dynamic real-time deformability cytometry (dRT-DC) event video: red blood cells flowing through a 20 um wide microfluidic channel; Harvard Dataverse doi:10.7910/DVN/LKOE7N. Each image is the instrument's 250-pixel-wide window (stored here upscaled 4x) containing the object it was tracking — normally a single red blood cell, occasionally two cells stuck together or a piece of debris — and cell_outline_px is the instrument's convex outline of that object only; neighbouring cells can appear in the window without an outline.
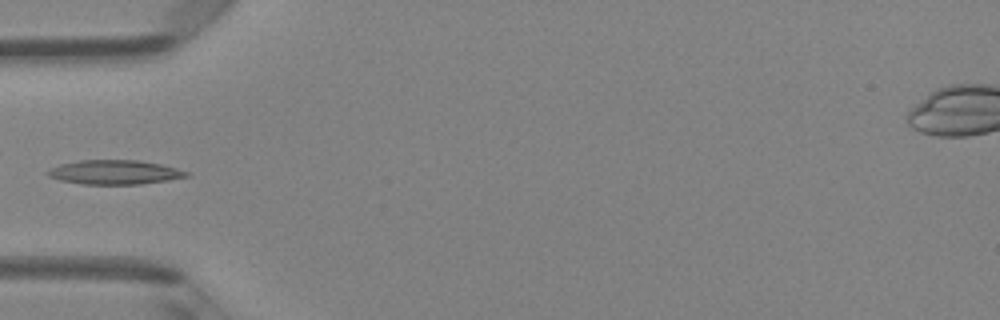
{"species": "Egyptian fruit bat (a non-hibernating species)", "species_latin": "Rousettus aegyptiacus", "temperature_condition": "room temperature", "stored_images_in_passage": 5, "camera_frame_rate_fps": 3000, "um_per_image_px": 0.085, "animal": {"sex": "female"}, "frame": {"image": 1, "passage_image": 5, "time_ms": 5.333, "image_size_px": [1000, 320], "cell_outline_px": [[188, 176], [168, 180], [140, 184], [84, 184], [60, 180], [48, 176], [44, 172], [60, 164], [80, 160], [140, 160], [160, 164], [176, 168], [188, 172]], "centroid_in_image_um": [9.72, 14.63], "position_along_channel_um": 75.3, "area_um2": 19.48}}